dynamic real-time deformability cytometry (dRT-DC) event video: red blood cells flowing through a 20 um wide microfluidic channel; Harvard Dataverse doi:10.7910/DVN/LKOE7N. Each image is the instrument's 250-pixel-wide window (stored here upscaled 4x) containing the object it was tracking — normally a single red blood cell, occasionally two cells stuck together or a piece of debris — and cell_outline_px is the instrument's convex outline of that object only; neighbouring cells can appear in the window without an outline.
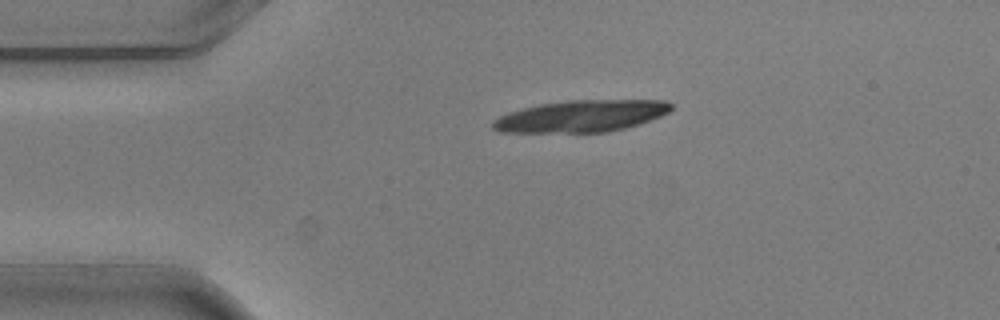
{"species": "common noctule bat (a hibernating species)", "species_latin": "Nyctalus noctula", "temperature_condition": "warm", "stored_images_in_passage": 2, "camera_frame_rate_fps": 3000, "um_per_image_px": 0.085, "animal": {"sex": "male", "body_mass_g": 20.5, "forearm_length_mm": 52.5}, "frame": {"image": 1, "passage_image": 1, "time_ms": 0.0, "image_size_px": [1000, 320], "cell_outline_px": [[672, 108], [668, 112], [660, 116], [640, 124], [608, 132], [500, 132], [492, 128], [492, 120], [508, 112], [540, 104], [568, 100], [664, 100], [672, 104]], "centroid_in_image_um": [49.4, 9.87], "position_along_channel_um": 35.6, "area_um2": 32.95}}